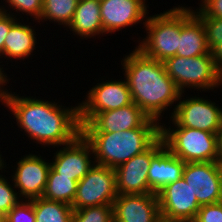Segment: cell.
I'll return each mask as SVG.
<instances>
[{"instance_id":"cell-1","label":"cell","mask_w":222,"mask_h":222,"mask_svg":"<svg viewBox=\"0 0 222 222\" xmlns=\"http://www.w3.org/2000/svg\"><path fill=\"white\" fill-rule=\"evenodd\" d=\"M19 95L8 90L4 107L12 112L20 131L37 145L60 147L71 143L81 133L79 104L66 107L59 104L60 101Z\"/></svg>"},{"instance_id":"cell-2","label":"cell","mask_w":222,"mask_h":222,"mask_svg":"<svg viewBox=\"0 0 222 222\" xmlns=\"http://www.w3.org/2000/svg\"><path fill=\"white\" fill-rule=\"evenodd\" d=\"M124 56L122 71L133 102L160 124L164 112L174 107L169 113L172 117L181 92L167 75L164 63L146 56L136 47Z\"/></svg>"},{"instance_id":"cell-3","label":"cell","mask_w":222,"mask_h":222,"mask_svg":"<svg viewBox=\"0 0 222 222\" xmlns=\"http://www.w3.org/2000/svg\"><path fill=\"white\" fill-rule=\"evenodd\" d=\"M161 124L149 118L139 128L121 132H81L90 143L95 163L116 169L146 151L159 137Z\"/></svg>"},{"instance_id":"cell-4","label":"cell","mask_w":222,"mask_h":222,"mask_svg":"<svg viewBox=\"0 0 222 222\" xmlns=\"http://www.w3.org/2000/svg\"><path fill=\"white\" fill-rule=\"evenodd\" d=\"M143 28L146 37L137 40L136 48L146 56L161 62L175 56L182 28V6L177 5L163 13L149 15Z\"/></svg>"},{"instance_id":"cell-5","label":"cell","mask_w":222,"mask_h":222,"mask_svg":"<svg viewBox=\"0 0 222 222\" xmlns=\"http://www.w3.org/2000/svg\"><path fill=\"white\" fill-rule=\"evenodd\" d=\"M167 75L181 93L186 89L200 92L222 87V73L218 69L212 52L196 57L173 56L164 62Z\"/></svg>"},{"instance_id":"cell-6","label":"cell","mask_w":222,"mask_h":222,"mask_svg":"<svg viewBox=\"0 0 222 222\" xmlns=\"http://www.w3.org/2000/svg\"><path fill=\"white\" fill-rule=\"evenodd\" d=\"M167 124L169 127L161 123L160 136L173 155L185 163L218 160L217 134L194 128L171 127L169 122Z\"/></svg>"},{"instance_id":"cell-7","label":"cell","mask_w":222,"mask_h":222,"mask_svg":"<svg viewBox=\"0 0 222 222\" xmlns=\"http://www.w3.org/2000/svg\"><path fill=\"white\" fill-rule=\"evenodd\" d=\"M181 93L169 122L172 127L194 128L217 134L222 126V108L208 97L188 96ZM183 97V98H182Z\"/></svg>"},{"instance_id":"cell-8","label":"cell","mask_w":222,"mask_h":222,"mask_svg":"<svg viewBox=\"0 0 222 222\" xmlns=\"http://www.w3.org/2000/svg\"><path fill=\"white\" fill-rule=\"evenodd\" d=\"M100 81L89 89L79 104V122H90L98 113L116 110L133 103L128 83L124 79Z\"/></svg>"},{"instance_id":"cell-9","label":"cell","mask_w":222,"mask_h":222,"mask_svg":"<svg viewBox=\"0 0 222 222\" xmlns=\"http://www.w3.org/2000/svg\"><path fill=\"white\" fill-rule=\"evenodd\" d=\"M117 195L114 169L95 163L78 182L72 208L113 204Z\"/></svg>"},{"instance_id":"cell-10","label":"cell","mask_w":222,"mask_h":222,"mask_svg":"<svg viewBox=\"0 0 222 222\" xmlns=\"http://www.w3.org/2000/svg\"><path fill=\"white\" fill-rule=\"evenodd\" d=\"M165 146L160 136L146 151L133 156L115 171L117 194H149L148 170L152 158Z\"/></svg>"},{"instance_id":"cell-11","label":"cell","mask_w":222,"mask_h":222,"mask_svg":"<svg viewBox=\"0 0 222 222\" xmlns=\"http://www.w3.org/2000/svg\"><path fill=\"white\" fill-rule=\"evenodd\" d=\"M160 216L171 222H193L200 205L183 177L157 193Z\"/></svg>"},{"instance_id":"cell-12","label":"cell","mask_w":222,"mask_h":222,"mask_svg":"<svg viewBox=\"0 0 222 222\" xmlns=\"http://www.w3.org/2000/svg\"><path fill=\"white\" fill-rule=\"evenodd\" d=\"M44 158L40 153L25 154L14 166L10 177L22 200L42 197L50 170V161Z\"/></svg>"},{"instance_id":"cell-13","label":"cell","mask_w":222,"mask_h":222,"mask_svg":"<svg viewBox=\"0 0 222 222\" xmlns=\"http://www.w3.org/2000/svg\"><path fill=\"white\" fill-rule=\"evenodd\" d=\"M57 148L50 167L59 176L79 182L95 164L92 147L81 133L71 143Z\"/></svg>"},{"instance_id":"cell-14","label":"cell","mask_w":222,"mask_h":222,"mask_svg":"<svg viewBox=\"0 0 222 222\" xmlns=\"http://www.w3.org/2000/svg\"><path fill=\"white\" fill-rule=\"evenodd\" d=\"M182 177L200 206L222 201V181L216 162H188Z\"/></svg>"},{"instance_id":"cell-15","label":"cell","mask_w":222,"mask_h":222,"mask_svg":"<svg viewBox=\"0 0 222 222\" xmlns=\"http://www.w3.org/2000/svg\"><path fill=\"white\" fill-rule=\"evenodd\" d=\"M148 7L146 0H100L101 20L105 36L139 23L144 26V21L149 15Z\"/></svg>"},{"instance_id":"cell-16","label":"cell","mask_w":222,"mask_h":222,"mask_svg":"<svg viewBox=\"0 0 222 222\" xmlns=\"http://www.w3.org/2000/svg\"><path fill=\"white\" fill-rule=\"evenodd\" d=\"M112 207L113 222H158L161 219L156 193L118 194Z\"/></svg>"},{"instance_id":"cell-17","label":"cell","mask_w":222,"mask_h":222,"mask_svg":"<svg viewBox=\"0 0 222 222\" xmlns=\"http://www.w3.org/2000/svg\"><path fill=\"white\" fill-rule=\"evenodd\" d=\"M149 116L134 102L127 106L98 113L90 122H80L81 132H121L139 128Z\"/></svg>"},{"instance_id":"cell-18","label":"cell","mask_w":222,"mask_h":222,"mask_svg":"<svg viewBox=\"0 0 222 222\" xmlns=\"http://www.w3.org/2000/svg\"><path fill=\"white\" fill-rule=\"evenodd\" d=\"M210 52L206 31L202 21L193 13L192 7L182 5V28L177 48V56L196 57Z\"/></svg>"},{"instance_id":"cell-19","label":"cell","mask_w":222,"mask_h":222,"mask_svg":"<svg viewBox=\"0 0 222 222\" xmlns=\"http://www.w3.org/2000/svg\"><path fill=\"white\" fill-rule=\"evenodd\" d=\"M185 164L164 146L150 162L148 183L151 191L157 194L166 185L179 180Z\"/></svg>"},{"instance_id":"cell-20","label":"cell","mask_w":222,"mask_h":222,"mask_svg":"<svg viewBox=\"0 0 222 222\" xmlns=\"http://www.w3.org/2000/svg\"><path fill=\"white\" fill-rule=\"evenodd\" d=\"M22 20V21H21ZM18 19L11 27L5 37L3 56L6 61L11 58L14 60L27 59L32 56L39 44L35 28L31 26V22L25 23L23 19ZM21 21V22H20ZM23 22V23H22ZM36 36V37H35Z\"/></svg>"},{"instance_id":"cell-21","label":"cell","mask_w":222,"mask_h":222,"mask_svg":"<svg viewBox=\"0 0 222 222\" xmlns=\"http://www.w3.org/2000/svg\"><path fill=\"white\" fill-rule=\"evenodd\" d=\"M81 40L104 35L99 0H79L72 21L66 28Z\"/></svg>"},{"instance_id":"cell-22","label":"cell","mask_w":222,"mask_h":222,"mask_svg":"<svg viewBox=\"0 0 222 222\" xmlns=\"http://www.w3.org/2000/svg\"><path fill=\"white\" fill-rule=\"evenodd\" d=\"M34 206L35 222H72L71 205L44 197L30 200Z\"/></svg>"},{"instance_id":"cell-23","label":"cell","mask_w":222,"mask_h":222,"mask_svg":"<svg viewBox=\"0 0 222 222\" xmlns=\"http://www.w3.org/2000/svg\"><path fill=\"white\" fill-rule=\"evenodd\" d=\"M78 181L71 177L59 176L51 167L42 197L67 203L72 206L76 196Z\"/></svg>"},{"instance_id":"cell-24","label":"cell","mask_w":222,"mask_h":222,"mask_svg":"<svg viewBox=\"0 0 222 222\" xmlns=\"http://www.w3.org/2000/svg\"><path fill=\"white\" fill-rule=\"evenodd\" d=\"M79 0H43V9L38 21H48L68 27L72 21Z\"/></svg>"},{"instance_id":"cell-25","label":"cell","mask_w":222,"mask_h":222,"mask_svg":"<svg viewBox=\"0 0 222 222\" xmlns=\"http://www.w3.org/2000/svg\"><path fill=\"white\" fill-rule=\"evenodd\" d=\"M3 1H5V3H3L4 5L0 6V11L2 12L12 14L14 17H17L16 13L20 14L21 12L23 15L26 14L25 17L30 16V19L32 18L33 22L36 20H37L36 22H38L41 17L43 9V0H3ZM11 9L12 11L13 10L15 11H13L12 13Z\"/></svg>"},{"instance_id":"cell-26","label":"cell","mask_w":222,"mask_h":222,"mask_svg":"<svg viewBox=\"0 0 222 222\" xmlns=\"http://www.w3.org/2000/svg\"><path fill=\"white\" fill-rule=\"evenodd\" d=\"M72 222H113L112 204L74 210Z\"/></svg>"},{"instance_id":"cell-27","label":"cell","mask_w":222,"mask_h":222,"mask_svg":"<svg viewBox=\"0 0 222 222\" xmlns=\"http://www.w3.org/2000/svg\"><path fill=\"white\" fill-rule=\"evenodd\" d=\"M3 169V170H2ZM1 173L8 172L5 168H0ZM0 174V211L6 215L9 210L17 205L22 199L19 197L16 188L14 187L12 179ZM10 181L12 183H10Z\"/></svg>"},{"instance_id":"cell-28","label":"cell","mask_w":222,"mask_h":222,"mask_svg":"<svg viewBox=\"0 0 222 222\" xmlns=\"http://www.w3.org/2000/svg\"><path fill=\"white\" fill-rule=\"evenodd\" d=\"M5 222H35L32 202L30 200H21L5 215Z\"/></svg>"},{"instance_id":"cell-29","label":"cell","mask_w":222,"mask_h":222,"mask_svg":"<svg viewBox=\"0 0 222 222\" xmlns=\"http://www.w3.org/2000/svg\"><path fill=\"white\" fill-rule=\"evenodd\" d=\"M205 28L207 45L212 51L222 40V18L198 17Z\"/></svg>"},{"instance_id":"cell-30","label":"cell","mask_w":222,"mask_h":222,"mask_svg":"<svg viewBox=\"0 0 222 222\" xmlns=\"http://www.w3.org/2000/svg\"><path fill=\"white\" fill-rule=\"evenodd\" d=\"M193 222H222V201L201 206Z\"/></svg>"},{"instance_id":"cell-31","label":"cell","mask_w":222,"mask_h":222,"mask_svg":"<svg viewBox=\"0 0 222 222\" xmlns=\"http://www.w3.org/2000/svg\"><path fill=\"white\" fill-rule=\"evenodd\" d=\"M199 8L193 7V13L197 17L222 18V0H201Z\"/></svg>"},{"instance_id":"cell-32","label":"cell","mask_w":222,"mask_h":222,"mask_svg":"<svg viewBox=\"0 0 222 222\" xmlns=\"http://www.w3.org/2000/svg\"><path fill=\"white\" fill-rule=\"evenodd\" d=\"M20 17H14L12 14H8L5 12L0 11V60L3 56V47L5 42V37L8 34L10 27L19 19L22 17V15H19Z\"/></svg>"},{"instance_id":"cell-33","label":"cell","mask_w":222,"mask_h":222,"mask_svg":"<svg viewBox=\"0 0 222 222\" xmlns=\"http://www.w3.org/2000/svg\"><path fill=\"white\" fill-rule=\"evenodd\" d=\"M3 63V61L1 60L0 64ZM3 65H0V102L2 103V105L5 104V99L7 96V92L10 89H7L5 86L7 84H9L10 78H8L9 76H7L8 74H6V72L4 71L7 70L6 67H2ZM5 72V73H4Z\"/></svg>"},{"instance_id":"cell-34","label":"cell","mask_w":222,"mask_h":222,"mask_svg":"<svg viewBox=\"0 0 222 222\" xmlns=\"http://www.w3.org/2000/svg\"><path fill=\"white\" fill-rule=\"evenodd\" d=\"M211 52L213 54L218 69L222 73V40Z\"/></svg>"},{"instance_id":"cell-35","label":"cell","mask_w":222,"mask_h":222,"mask_svg":"<svg viewBox=\"0 0 222 222\" xmlns=\"http://www.w3.org/2000/svg\"><path fill=\"white\" fill-rule=\"evenodd\" d=\"M217 143H218V160H222V126L217 133Z\"/></svg>"},{"instance_id":"cell-36","label":"cell","mask_w":222,"mask_h":222,"mask_svg":"<svg viewBox=\"0 0 222 222\" xmlns=\"http://www.w3.org/2000/svg\"><path fill=\"white\" fill-rule=\"evenodd\" d=\"M1 152V151H0ZM7 168L6 162L4 161V157L2 156V154L0 153V168Z\"/></svg>"},{"instance_id":"cell-37","label":"cell","mask_w":222,"mask_h":222,"mask_svg":"<svg viewBox=\"0 0 222 222\" xmlns=\"http://www.w3.org/2000/svg\"><path fill=\"white\" fill-rule=\"evenodd\" d=\"M216 163H217L219 173H220V178H221V181H222V160H217Z\"/></svg>"},{"instance_id":"cell-38","label":"cell","mask_w":222,"mask_h":222,"mask_svg":"<svg viewBox=\"0 0 222 222\" xmlns=\"http://www.w3.org/2000/svg\"><path fill=\"white\" fill-rule=\"evenodd\" d=\"M0 222H5V215L0 211Z\"/></svg>"},{"instance_id":"cell-39","label":"cell","mask_w":222,"mask_h":222,"mask_svg":"<svg viewBox=\"0 0 222 222\" xmlns=\"http://www.w3.org/2000/svg\"><path fill=\"white\" fill-rule=\"evenodd\" d=\"M158 222H171V221L164 220V219L161 218V219L158 220Z\"/></svg>"}]
</instances>
